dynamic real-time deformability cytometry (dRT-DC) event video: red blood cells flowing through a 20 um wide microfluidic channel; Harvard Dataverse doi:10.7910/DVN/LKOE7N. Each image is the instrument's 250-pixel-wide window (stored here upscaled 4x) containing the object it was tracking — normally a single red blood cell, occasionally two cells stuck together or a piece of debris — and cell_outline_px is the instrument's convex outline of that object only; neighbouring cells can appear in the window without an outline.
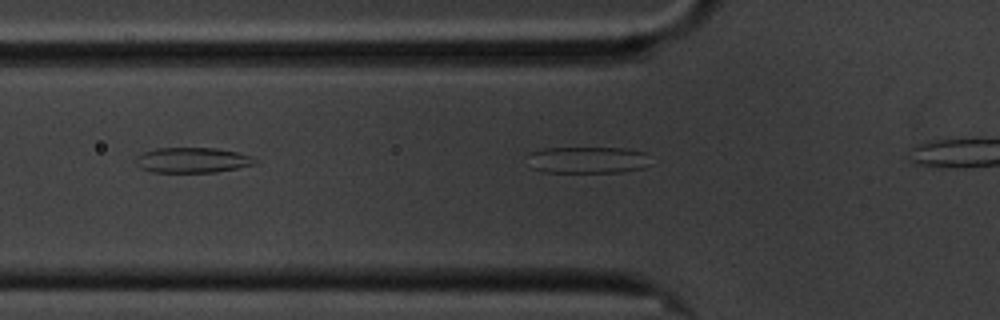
{"species": "common noctule bat (a hibernating species)", "species_latin": "Nyctalus noctula", "temperature_condition": "cold", "stored_images_in_passage": 7, "segment_of_instrument_passage": [2, 2], "camera_frame_rate_fps": 3000, "um_per_image_px": 0.085, "animal": {"sex": "male", "body_mass_g": 20.1, "forearm_length_mm": 53.5}, "frame": {"image": 1, "passage_image": 7, "time_ms": 2.0, "image_size_px": [1000, 320], "cell_outline_px": [[652, 164], [644, 168], [620, 172], [544, 172], [532, 168], [528, 152], [544, 148], [624, 148], [644, 152]], "centroid_in_image_um": [49.97, 13.59], "position_along_channel_um": 75.8, "area_um2": 19.19}}